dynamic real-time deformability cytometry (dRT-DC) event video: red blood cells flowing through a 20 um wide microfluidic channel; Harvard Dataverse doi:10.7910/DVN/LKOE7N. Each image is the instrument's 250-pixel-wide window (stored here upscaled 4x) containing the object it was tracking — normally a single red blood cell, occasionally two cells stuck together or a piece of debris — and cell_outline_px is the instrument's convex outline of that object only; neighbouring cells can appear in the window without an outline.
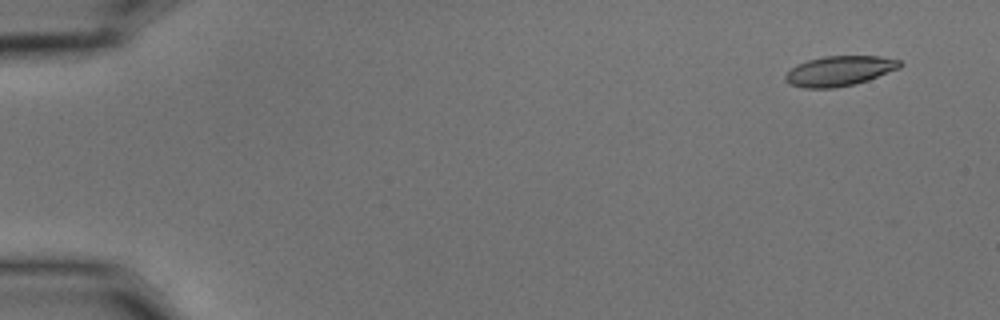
{"species": "common noctule bat (a hibernating species)", "species_latin": "Nyctalus noctula", "temperature_condition": "cold", "stored_images_in_passage": 5, "camera_frame_rate_fps": 3000, "um_per_image_px": 0.085, "animal": {"sex": "male", "body_mass_g": 15.6}, "frame": {"image": 1, "passage_image": 1, "time_ms": 0.0, "image_size_px": [1000, 320], "cell_outline_px": [[904, 64], [900, 68], [868, 80], [856, 84], [832, 88], [804, 88], [788, 84], [784, 80], [784, 76], [796, 64], [808, 60], [824, 56], [880, 56], [900, 60]], "centroid_in_image_um": [71.35, 6.03], "position_along_channel_um": 13.6, "area_um2": 20.17}}
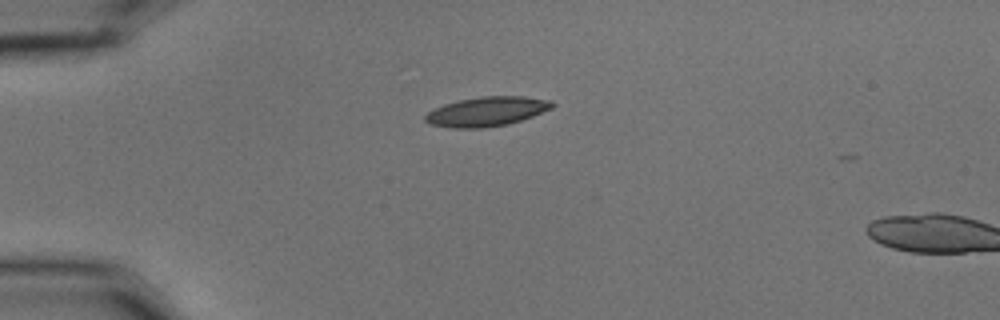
{"frame": {"image": 2, "passage_image": 4, "time_ms": 1.0, "image_size_px": [1000, 320], "cell_outline_px": [[556, 104], [552, 108], [532, 116], [508, 124], [484, 128], [452, 128], [432, 124], [424, 120], [424, 116], [432, 108], [444, 104], [460, 100], [480, 96], [524, 96], [552, 100]], "centroid_in_image_um": [41.38, 9.47], "position_along_channel_um": 43.6, "area_um2": 21.85}}